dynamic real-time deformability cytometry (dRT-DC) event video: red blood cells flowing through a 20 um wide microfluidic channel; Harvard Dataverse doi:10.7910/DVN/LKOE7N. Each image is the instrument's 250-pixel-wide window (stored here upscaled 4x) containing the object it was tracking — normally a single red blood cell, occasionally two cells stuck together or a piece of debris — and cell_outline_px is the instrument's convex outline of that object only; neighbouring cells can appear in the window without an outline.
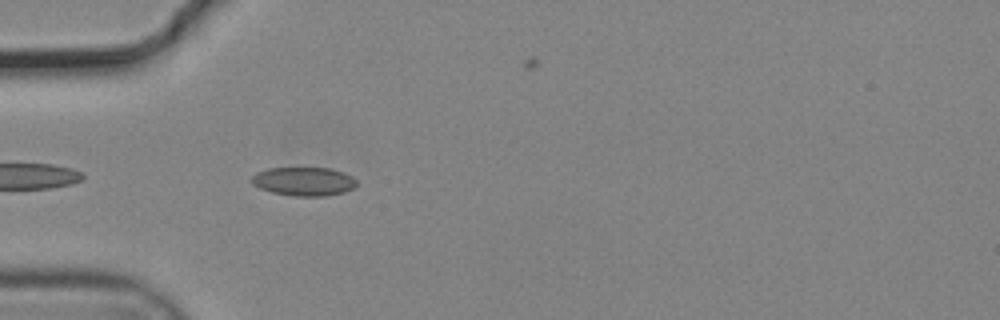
{"species": "common noctule bat (a hibernating species)", "species_latin": "Nyctalus noctula", "temperature_condition": "cold", "stored_images_in_passage": 7, "camera_frame_rate_fps": 3000, "um_per_image_px": 0.085, "animal": {"sex": "male", "body_mass_g": 19.2, "forearm_length_mm": 51.8}, "frame": {"image": 1, "passage_image": 3, "time_ms": 0.667, "image_size_px": [1000, 320], "cell_outline_px": [[356, 184], [352, 188], [344, 192], [324, 196], [296, 196], [272, 192], [260, 188], [252, 184], [252, 176], [256, 172], [268, 168], [328, 168], [344, 172], [352, 176], [356, 180]], "centroid_in_image_um": [25.82, 15.41], "position_along_channel_um": 59.2, "area_um2": 17.46}}